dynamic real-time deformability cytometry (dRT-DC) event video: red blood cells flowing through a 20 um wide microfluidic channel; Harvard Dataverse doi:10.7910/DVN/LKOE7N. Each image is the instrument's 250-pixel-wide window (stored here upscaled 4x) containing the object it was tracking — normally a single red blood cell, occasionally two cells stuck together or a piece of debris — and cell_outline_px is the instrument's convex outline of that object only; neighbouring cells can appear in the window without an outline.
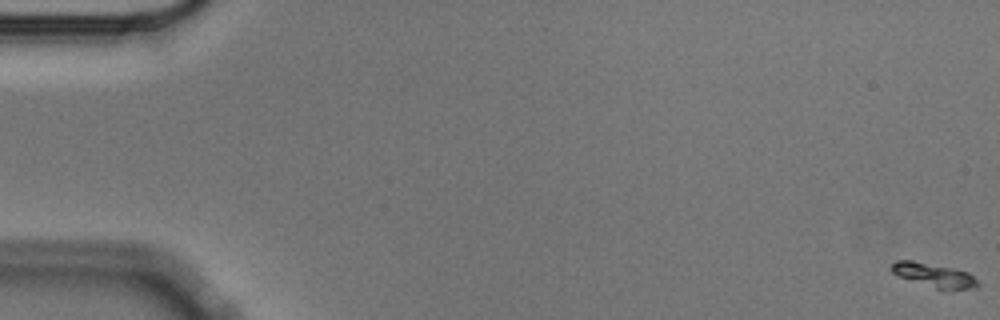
{"species": "Egyptian fruit bat (a non-hibernating species)", "species_latin": "Rousettus aegyptiacus", "temperature_condition": "cold", "stored_images_in_passage": 58, "camera_frame_rate_fps": 3000, "um_per_image_px": 0.085, "animal": {"sex": "male"}, "frame": {"image": 1, "passage_image": 1, "time_ms": 0.0, "image_size_px": [1000, 320], "cell_outline_px": [[980, 288], [936, 288], [900, 276], [892, 272], [888, 268], [896, 260], [912, 260], [952, 268], [968, 272], [980, 284]], "centroid_in_image_um": [79.38, 23.36], "position_along_channel_um": 5.6, "area_um2": 11.62}}
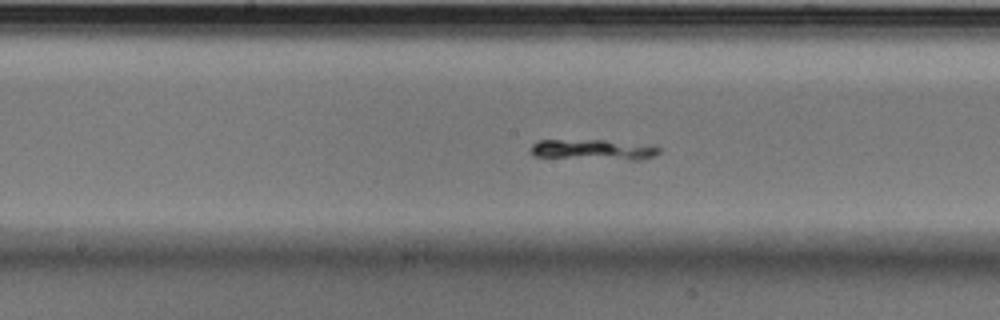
{"frame": {"image": 2, "passage_image": 31, "time_ms": 10.0, "image_size_px": [1000, 320], "cell_outline_px": [[660, 152], [656, 156], [644, 160], [628, 160], [532, 156], [532, 144], [540, 140], [604, 140], [652, 144], [660, 148]], "centroid_in_image_um": [50.56, 12.72], "position_along_channel_um": 197.6, "area_um2": 15.61}}
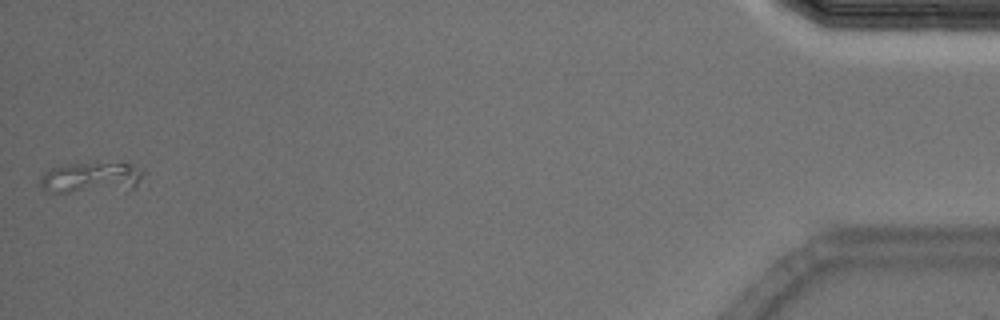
{"frame": {"image": 3, "passage_image": 58, "time_ms": 19.0, "image_size_px": [1000, 320], "cell_outline_px": [[144, 172], [136, 188], [128, 192], [44, 192], [40, 188], [40, 176], [44, 172], [52, 168], [68, 164], [96, 160], [132, 164], [144, 168]], "centroid_in_image_um": [7.82, 15.09], "position_along_channel_um": 427.4, "area_um2": 20.06}}